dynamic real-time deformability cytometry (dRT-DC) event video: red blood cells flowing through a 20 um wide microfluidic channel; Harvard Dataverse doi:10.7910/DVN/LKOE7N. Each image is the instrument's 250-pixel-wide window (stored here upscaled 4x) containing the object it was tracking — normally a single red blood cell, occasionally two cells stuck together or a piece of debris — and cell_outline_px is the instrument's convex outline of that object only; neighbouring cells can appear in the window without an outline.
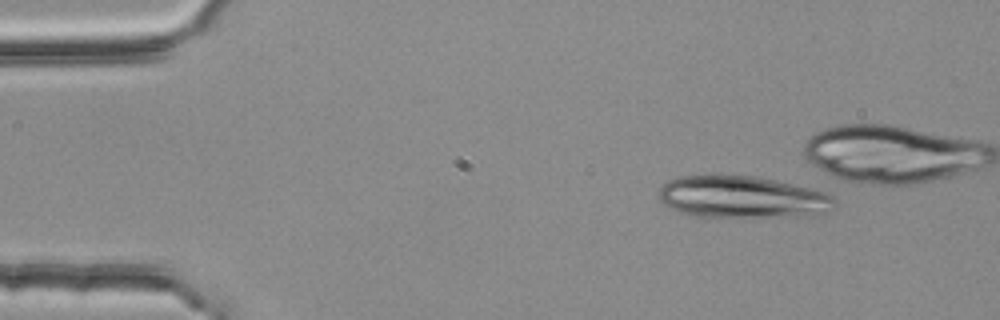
{"species": "common noctule bat (a hibernating species)", "species_latin": "Nyctalus noctula", "temperature_condition": "room temperature", "stored_images_in_passage": 38, "camera_frame_rate_fps": 3000, "um_per_image_px": 0.085, "animal": {"sex": "female", "body_mass_g": 25.1}, "frame": {"image": 1, "passage_image": 1, "time_ms": 0.0, "image_size_px": [1000, 320], "cell_outline_px": [[840, 200], [836, 208], [812, 216], [692, 216], [668, 208], [660, 200], [660, 188], [668, 180], [680, 176], [720, 172], [756, 176], [828, 188]], "centroid_in_image_um": [63.27, 16.69], "position_along_channel_um": 21.7, "area_um2": 45.37}}
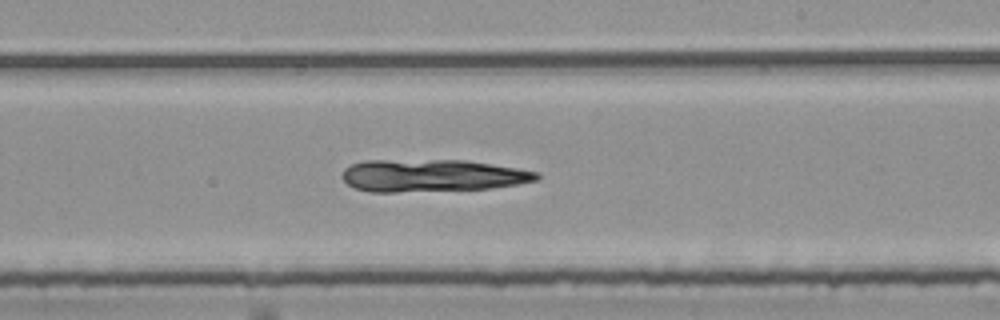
{"frame": {"image": 2, "passage_image": 26, "time_ms": 8.333, "image_size_px": [1000, 320], "cell_outline_px": [[540, 176], [536, 180], [516, 184], [492, 188], [396, 192], [372, 192], [356, 188], [348, 184], [340, 176], [344, 168], [352, 164], [364, 160], [468, 160], [540, 172]], "centroid_in_image_um": [36.7, 14.91], "position_along_channel_um": 252.3, "area_um2": 36.7}}
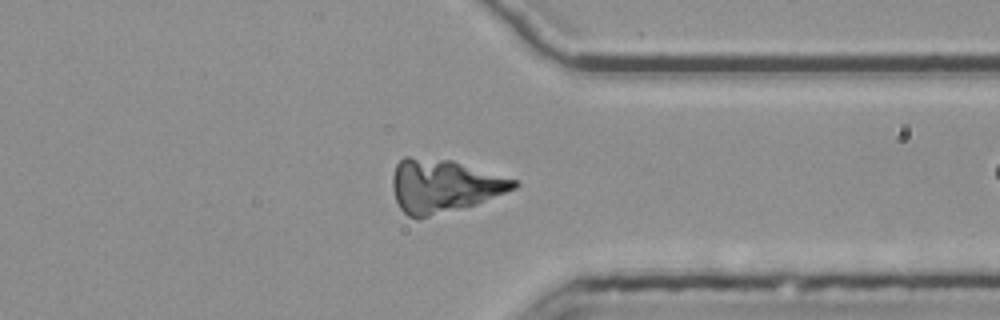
{"frame": {"image": 3, "passage_image": 36, "time_ms": 11.667, "image_size_px": [1000, 320], "cell_outline_px": [[520, 184], [516, 188], [476, 204], [420, 220], [416, 220], [408, 216], [400, 208], [396, 200], [392, 188], [392, 176], [396, 164], [404, 156], [408, 156], [452, 160], [520, 180]], "centroid_in_image_um": [37.72, 15.81], "position_along_channel_um": 373.7, "area_um2": 38.09}}